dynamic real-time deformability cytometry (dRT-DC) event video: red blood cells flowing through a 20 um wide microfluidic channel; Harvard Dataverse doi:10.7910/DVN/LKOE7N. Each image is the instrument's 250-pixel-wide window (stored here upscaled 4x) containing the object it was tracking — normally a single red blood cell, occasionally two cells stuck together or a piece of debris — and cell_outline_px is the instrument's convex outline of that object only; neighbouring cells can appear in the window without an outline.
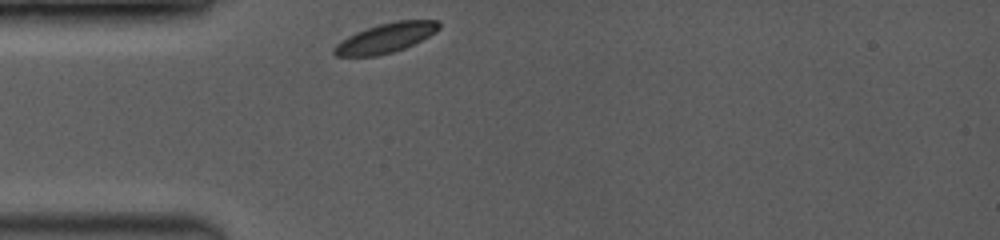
{"species": "common noctule bat (a hibernating species)", "species_latin": "Nyctalus noctula", "temperature_condition": "room temperature", "stored_images_in_passage": 1, "camera_frame_rate_fps": 3500, "um_per_image_px": 0.085, "animal": {"sex": "female", "body_mass_g": 19.0, "forearm_length_mm": 53.3}, "frame": {"image": 1, "passage_image": 1, "time_ms": 0.0, "image_size_px": [1000, 240], "cell_outline_px": [[440, 28], [436, 32], [404, 48], [392, 52], [376, 56], [336, 56], [332, 52], [332, 48], [340, 40], [356, 32], [380, 24], [396, 20], [436, 20], [440, 24]], "centroid_in_image_um": [32.75, 3.23], "position_along_channel_um": 52.2, "area_um2": 17.92}}